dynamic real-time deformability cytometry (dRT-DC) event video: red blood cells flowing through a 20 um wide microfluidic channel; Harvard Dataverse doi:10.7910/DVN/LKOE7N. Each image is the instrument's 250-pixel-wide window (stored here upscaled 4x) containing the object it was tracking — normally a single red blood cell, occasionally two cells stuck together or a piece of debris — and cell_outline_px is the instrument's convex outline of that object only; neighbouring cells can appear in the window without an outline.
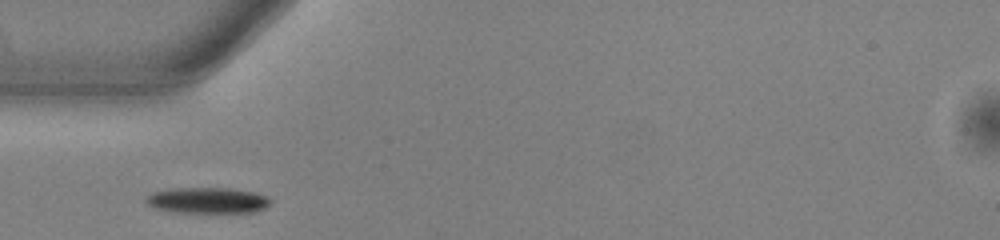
{"species": "common noctule bat (a hibernating species)", "species_latin": "Nyctalus noctula", "temperature_condition": "warm", "stored_images_in_passage": 37, "camera_frame_rate_fps": 3000, "um_per_image_px": 0.085, "animal": {"sex": "male", "body_mass_g": 13.0, "forearm_length_mm": 53.1}, "frame": {"image": 1, "passage_image": 1, "time_ms": 0.0, "image_size_px": [1000, 240], "cell_outline_px": [[272, 200], [264, 208], [256, 212], [176, 212], [156, 208], [148, 204], [144, 200], [144, 196], [152, 192], [172, 188], [228, 188], [252, 192], [268, 196]], "centroid_in_image_um": [17.61, 17.02], "position_along_channel_um": 67.4, "area_um2": 18.73}}
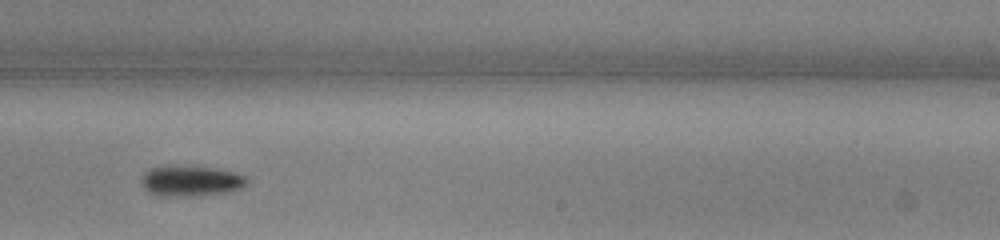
{"frame": {"image": 2, "passage_image": 17, "time_ms": 5.333, "image_size_px": [1000, 240], "cell_outline_px": [[248, 180], [244, 188], [228, 192], [200, 196], [156, 196], [148, 192], [140, 184], [140, 176], [144, 172], [152, 168], [216, 168], [236, 172], [244, 176]], "centroid_in_image_um": [16.23, 15.43], "position_along_channel_um": 272.8, "area_um2": 18.61}}
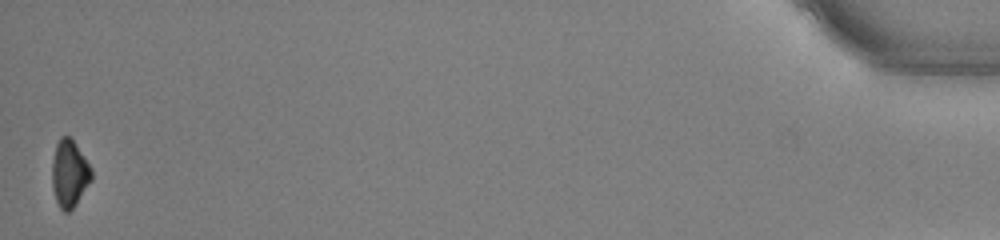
{"frame": {"image": 3, "passage_image": 37, "time_ms": 12.0, "image_size_px": [1000, 240], "cell_outline_px": [[92, 180], [76, 204], [68, 212], [64, 212], [60, 208], [56, 200], [52, 188], [52, 160], [56, 144], [60, 136], [68, 136], [72, 140], [92, 168]], "centroid_in_image_um": [5.89, 14.77], "position_along_channel_um": 429.3, "area_um2": 15.37}, "authors_computed_cell_mechanics": {"area_um2": 18.0336, "velocity_mm_per_s": 3.8623, "shape_relaxation_time_tau1_ms": 1.9348, "shape_relaxation_time_tau2_ms": null, "deformation_change_tau1": 0.0871, "deformation_change_tau2": null}}